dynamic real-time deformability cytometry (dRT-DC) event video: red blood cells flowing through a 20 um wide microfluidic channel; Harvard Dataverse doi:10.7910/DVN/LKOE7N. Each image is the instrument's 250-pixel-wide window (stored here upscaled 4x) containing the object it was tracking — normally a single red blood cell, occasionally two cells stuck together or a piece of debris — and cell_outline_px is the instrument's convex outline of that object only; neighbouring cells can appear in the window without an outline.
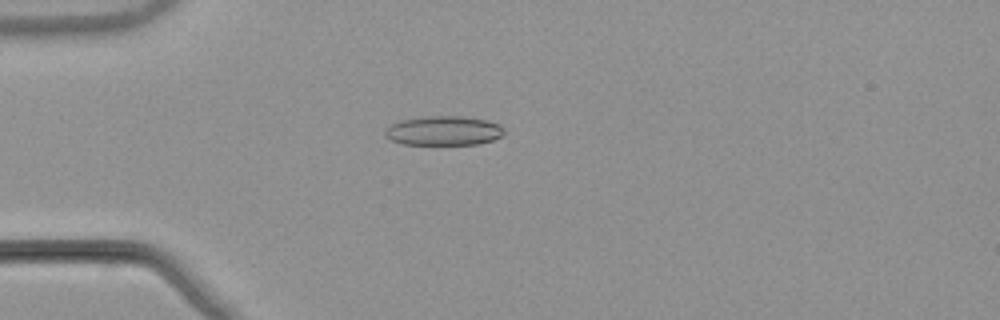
{"species": "common noctule bat (a hibernating species)", "species_latin": "Nyctalus noctula", "temperature_condition": "warm", "stored_images_in_passage": 42, "camera_frame_rate_fps": 3000, "um_per_image_px": 0.085, "animal": {"sex": "male", "body_mass_g": 21.5, "forearm_length_mm": 52.0}, "frame": {"image": 1, "passage_image": 4, "time_ms": 1.0, "image_size_px": [1000, 320], "cell_outline_px": [[508, 132], [492, 140], [476, 144], [404, 144], [392, 140], [384, 136], [384, 132], [392, 124], [404, 120], [424, 116], [460, 116], [484, 120], [500, 124]], "centroid_in_image_um": [37.75, 11.11], "position_along_channel_um": 47.3, "area_um2": 20.17}}
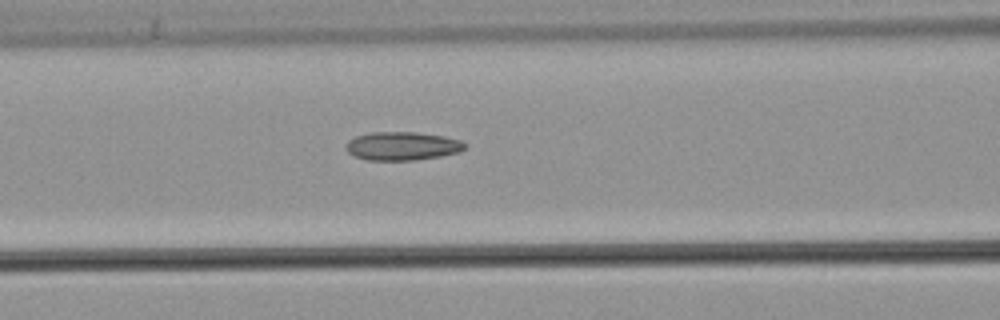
{"frame": {"image": 2, "passage_image": 12, "time_ms": 3.667, "image_size_px": [1000, 320], "cell_outline_px": [[468, 144], [460, 152], [440, 156], [416, 160], [368, 160], [352, 156], [344, 148], [348, 140], [356, 136], [368, 132], [416, 132], [444, 136], [460, 140]], "centroid_in_image_um": [34.17, 12.41], "position_along_channel_um": 132.4, "area_um2": 19.94}}
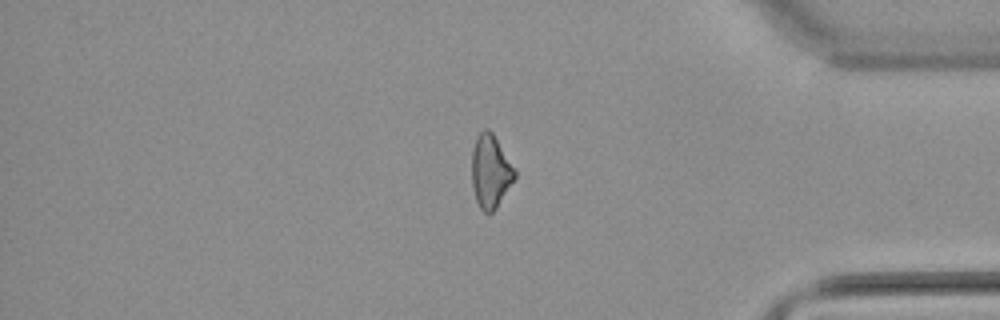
{"frame": {"image": 3, "passage_image": 34, "time_ms": 11.0, "image_size_px": [1000, 320], "cell_outline_px": [[516, 176], [496, 208], [492, 212], [484, 212], [480, 208], [476, 200], [472, 188], [472, 148], [476, 136], [484, 128], [488, 128], [492, 132], [516, 168]], "centroid_in_image_um": [41.69, 14.53], "position_along_channel_um": 393.5, "area_um2": 18.44}, "authors_computed_cell_mechanics": {"area_um2": 18.8139, "velocity_mm_per_s": 3.8936, "shape_relaxation_time_tau1_ms": null, "shape_relaxation_time_tau2_ms": 4.2348, "deformation_change_tau1": null, "deformation_change_tau2": 0.1316}}